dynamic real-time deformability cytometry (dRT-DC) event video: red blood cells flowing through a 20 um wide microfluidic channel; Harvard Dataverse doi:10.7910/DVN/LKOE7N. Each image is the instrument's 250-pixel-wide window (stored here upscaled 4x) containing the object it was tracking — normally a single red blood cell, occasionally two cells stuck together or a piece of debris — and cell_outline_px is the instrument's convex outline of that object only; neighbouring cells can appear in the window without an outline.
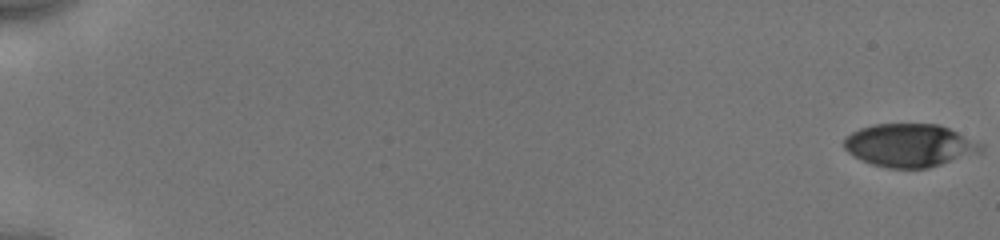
{"species": "human", "species_latin": "Homo sapiens", "temperature_condition": "cold", "stored_images_in_passage": 60, "camera_frame_rate_fps": 3000, "um_per_image_px": 0.085, "donor": {"sex": "male"}, "frame": {"image": 1, "passage_image": 1, "time_ms": 0.0, "image_size_px": [1000, 240], "cell_outline_px": [[984, 148], [980, 152], [928, 168], [888, 168], [872, 164], [860, 160], [852, 156], [844, 148], [844, 136], [860, 128], [872, 124], [940, 124], [980, 144]], "centroid_in_image_um": [77.24, 12.35], "position_along_channel_um": 7.8, "area_um2": 34.1}}
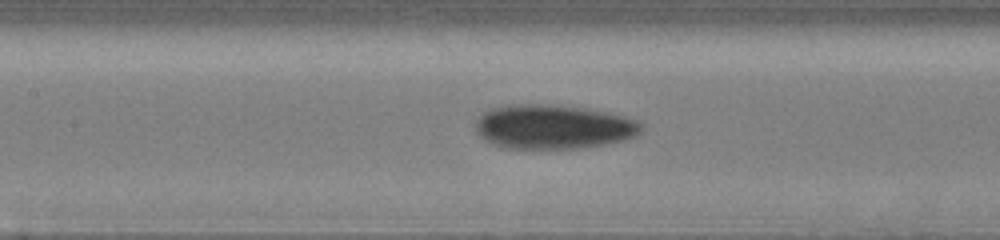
{"frame": {"image": 2, "passage_image": 36, "time_ms": 9.0, "image_size_px": [1000, 240], "cell_outline_px": [[644, 128], [636, 136], [624, 140], [584, 148], [508, 148], [492, 144], [484, 140], [476, 132], [476, 120], [480, 112], [504, 104], [556, 104], [584, 108], [608, 112], [640, 120], [644, 124]], "centroid_in_image_um": [47.03, 10.76], "position_along_channel_um": 160.4, "area_um2": 43.41}}
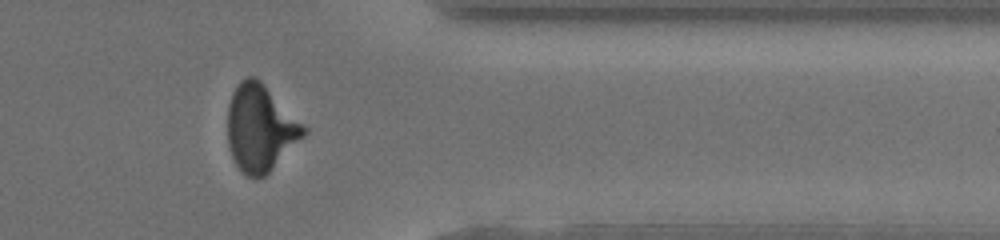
{"frame": {"image": 3, "passage_image": 54, "time_ms": 15.0, "image_size_px": [1000, 240], "cell_outline_px": [[308, 132], [264, 176], [248, 176], [236, 164], [232, 156], [228, 144], [228, 104], [232, 92], [240, 80], [244, 76], [256, 76], [308, 128]], "centroid_in_image_um": [22.12, 10.83], "position_along_channel_um": 389.3, "area_um2": 38.03}, "authors_computed_cell_mechanics": {"area_um2": 37.5411, "velocity_mm_per_s": 3.9397, "shape_relaxation_time_tau1_ms": 4.131, "shape_relaxation_time_tau2_ms": 3.0352, "deformation_change_tau1": 0.1683, "deformation_change_tau2": 0.1044}}